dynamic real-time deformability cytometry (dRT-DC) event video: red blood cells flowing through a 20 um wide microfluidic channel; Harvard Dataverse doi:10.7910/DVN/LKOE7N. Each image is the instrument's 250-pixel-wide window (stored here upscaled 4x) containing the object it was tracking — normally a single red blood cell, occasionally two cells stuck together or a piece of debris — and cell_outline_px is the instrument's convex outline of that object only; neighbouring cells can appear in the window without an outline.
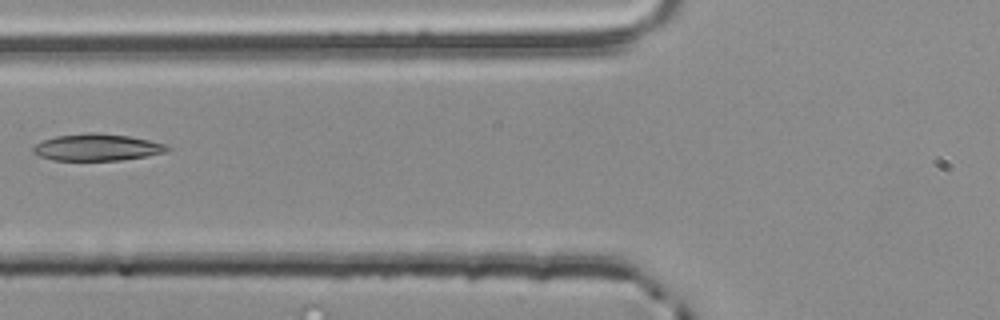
{"species": "common noctule bat (a hibernating species)", "species_latin": "Nyctalus noctula", "temperature_condition": "room temperature", "stored_images_in_passage": 2, "camera_frame_rate_fps": 3000, "um_per_image_px": 0.085, "animal": {"sex": "male", "body_mass_g": 20.4}, "frame": {"image": 1, "passage_image": 2, "time_ms": 0.333, "image_size_px": [1000, 320], "cell_outline_px": [[172, 148], [164, 152], [148, 156], [120, 160], [52, 160], [40, 156], [32, 152], [32, 148], [36, 144], [44, 140], [56, 136], [88, 132], [96, 132], [128, 136], [168, 144]], "centroid_in_image_um": [8.27, 12.52], "position_along_channel_um": 117.5, "area_um2": 20.98}}